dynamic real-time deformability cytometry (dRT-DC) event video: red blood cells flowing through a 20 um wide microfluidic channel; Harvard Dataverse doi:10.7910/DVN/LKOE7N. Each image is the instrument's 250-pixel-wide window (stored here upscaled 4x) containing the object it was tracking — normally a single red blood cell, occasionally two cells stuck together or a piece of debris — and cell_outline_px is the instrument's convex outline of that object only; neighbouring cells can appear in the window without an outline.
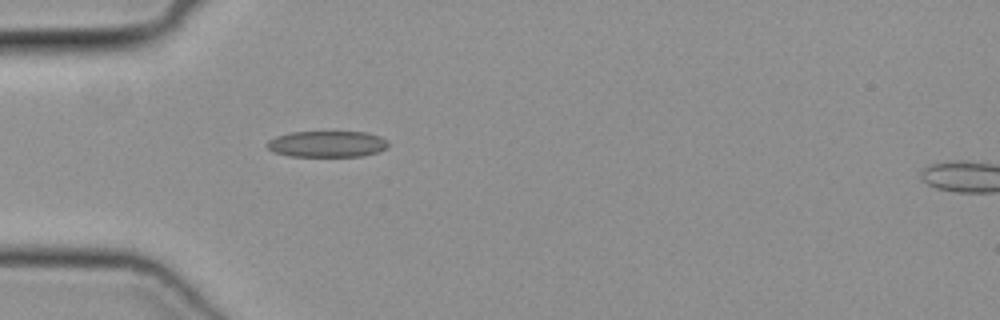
{"species": "common noctule bat (a hibernating species)", "species_latin": "Nyctalus noctula", "temperature_condition": "cold", "stored_images_in_passage": 35, "camera_frame_rate_fps": 3000, "um_per_image_px": 0.085, "animal": {"sex": "female", "body_mass_g": 19.3, "forearm_length_mm": 54.1}, "frame": {"image": 1, "passage_image": 1, "time_ms": 0.0, "image_size_px": [1000, 320], "cell_outline_px": [[388, 144], [384, 148], [376, 152], [360, 156], [288, 156], [272, 152], [264, 144], [268, 140], [276, 136], [292, 132], [364, 132], [380, 136], [388, 140]], "centroid_in_image_um": [27.74, 12.24], "position_along_channel_um": 57.3, "area_um2": 18.5}}
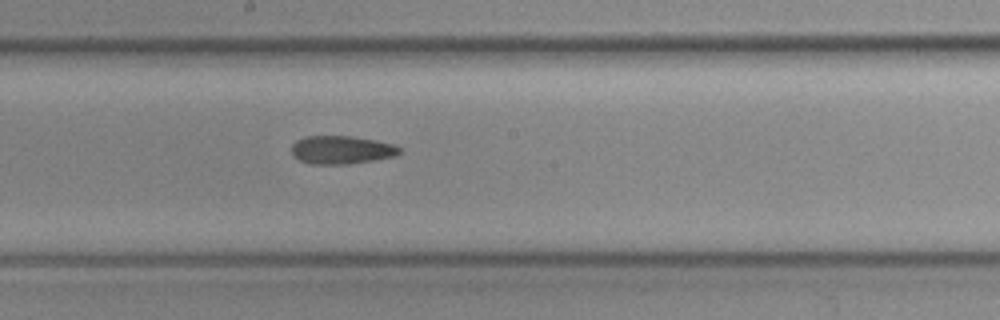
{"frame": {"image": 2, "passage_image": 13, "time_ms": 4.0, "image_size_px": [1000, 320], "cell_outline_px": [[400, 152], [392, 156], [372, 160], [348, 164], [308, 164], [300, 160], [292, 152], [292, 144], [296, 140], [304, 136], [352, 136], [392, 144], [400, 148]], "centroid_in_image_um": [28.97, 12.73], "position_along_channel_um": 219.2, "area_um2": 17.46}}
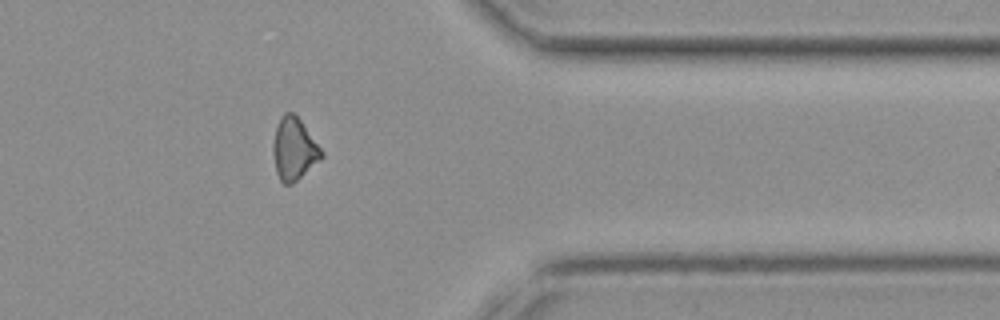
{"frame": {"image": 3, "passage_image": 26, "time_ms": 8.333, "image_size_px": [1000, 320], "cell_outline_px": [[324, 156], [320, 160], [292, 184], [284, 184], [280, 180], [276, 172], [272, 152], [272, 144], [276, 128], [280, 116], [284, 112], [292, 112], [300, 120], [324, 152]], "centroid_in_image_um": [24.97, 12.66], "position_along_channel_um": 386.4, "area_um2": 17.51}}